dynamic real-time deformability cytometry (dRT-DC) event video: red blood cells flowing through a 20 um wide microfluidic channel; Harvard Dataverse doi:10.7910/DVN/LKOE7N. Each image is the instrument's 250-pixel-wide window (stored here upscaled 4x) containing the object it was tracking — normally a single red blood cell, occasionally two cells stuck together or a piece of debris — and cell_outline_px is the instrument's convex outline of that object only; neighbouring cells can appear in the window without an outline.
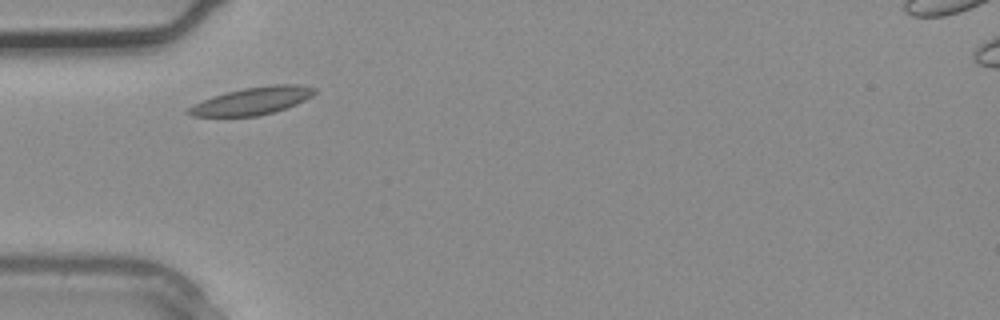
{"species": "common noctule bat (a hibernating species)", "species_latin": "Nyctalus noctula", "temperature_condition": "warm", "stored_images_in_passage": 1, "camera_frame_rate_fps": 3000, "um_per_image_px": 0.085, "animal": {"sex": "male", "body_mass_g": 20.4}, "frame": {"image": 1, "passage_image": 1, "time_ms": 0.0, "image_size_px": [1000, 320], "cell_outline_px": [[316, 92], [312, 96], [296, 104], [272, 112], [256, 116], [192, 116], [184, 112], [188, 108], [204, 100], [228, 92], [244, 88], [272, 84], [296, 84], [316, 88]], "centroid_in_image_um": [21.47, 8.57], "position_along_channel_um": 63.5, "area_um2": 19.77}}